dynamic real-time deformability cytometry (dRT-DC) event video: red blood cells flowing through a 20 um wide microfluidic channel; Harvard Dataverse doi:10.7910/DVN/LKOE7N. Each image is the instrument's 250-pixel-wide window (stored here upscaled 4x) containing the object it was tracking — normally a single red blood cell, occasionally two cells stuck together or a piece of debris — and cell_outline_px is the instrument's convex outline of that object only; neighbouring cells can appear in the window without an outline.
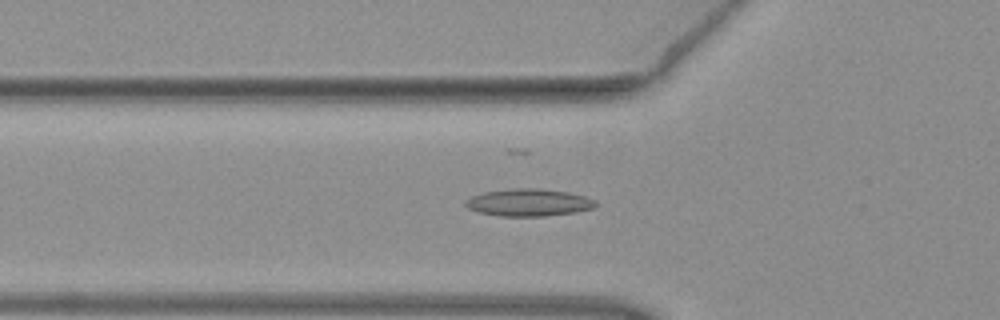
{"species": "common noctule bat (a hibernating species)", "species_latin": "Nyctalus noctula", "temperature_condition": "warm", "stored_images_in_passage": 30, "camera_frame_rate_fps": 3000, "um_per_image_px": 0.085, "animal": {"sex": "female", "body_mass_g": 19.3, "forearm_length_mm": 54.1}, "frame": {"image": 1, "passage_image": 8, "time_ms": 2.333, "image_size_px": [1000, 320], "cell_outline_px": [[596, 204], [592, 208], [576, 212], [544, 216], [500, 216], [480, 212], [468, 208], [464, 204], [464, 200], [472, 196], [484, 192], [516, 188], [540, 188], [568, 192], [584, 196], [596, 200]], "centroid_in_image_um": [44.93, 17.21], "position_along_channel_um": 80.9, "area_um2": 20.63}}
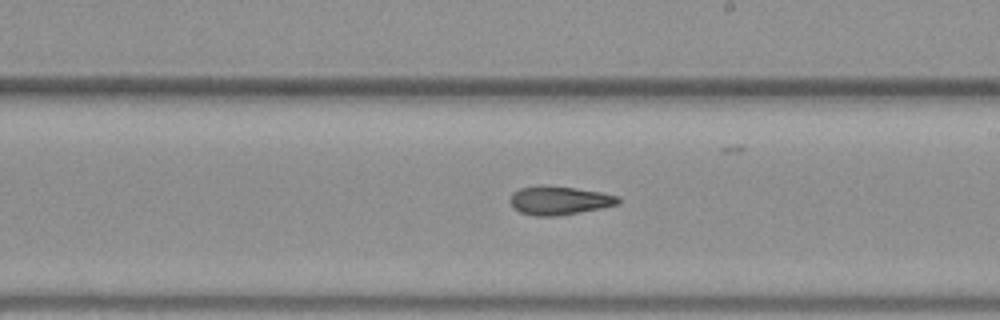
{"frame": {"image": 2, "passage_image": 20, "time_ms": 6.333, "image_size_px": [1000, 320], "cell_outline_px": [[620, 204], [600, 208], [556, 216], [532, 216], [520, 212], [512, 208], [508, 200], [512, 192], [520, 188], [576, 188], [600, 192], [620, 196]], "centroid_in_image_um": [47.53, 17.08], "position_along_channel_um": 241.5, "area_um2": 17.51}}
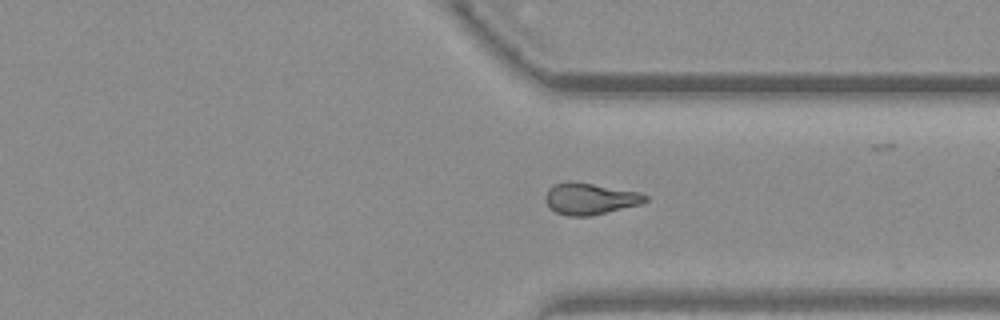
{"frame": {"image": 3, "passage_image": 29, "time_ms": 9.333, "image_size_px": [1000, 320], "cell_outline_px": [[648, 200], [640, 204], [588, 216], [568, 216], [556, 212], [548, 208], [544, 200], [544, 196], [548, 188], [552, 184], [568, 180], [640, 192], [648, 196]], "centroid_in_image_um": [50.07, 16.88], "position_along_channel_um": 361.3, "area_um2": 18.44}}